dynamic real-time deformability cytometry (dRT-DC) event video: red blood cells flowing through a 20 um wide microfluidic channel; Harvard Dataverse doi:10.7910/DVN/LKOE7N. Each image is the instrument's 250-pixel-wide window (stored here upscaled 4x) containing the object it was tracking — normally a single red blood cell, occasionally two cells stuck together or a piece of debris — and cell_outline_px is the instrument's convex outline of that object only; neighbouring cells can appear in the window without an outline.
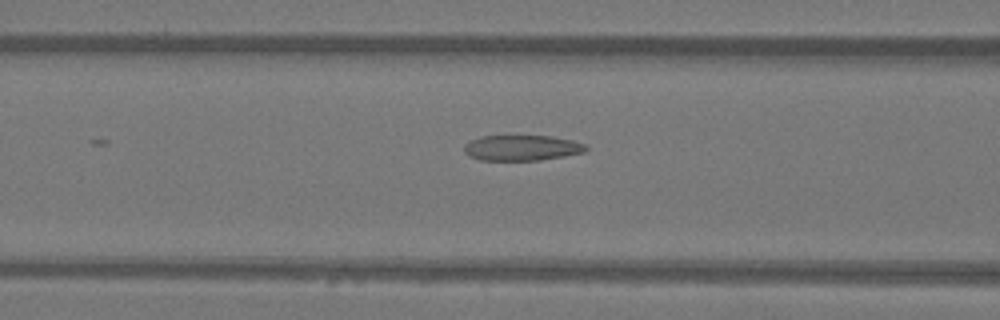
{"species": "Egyptian fruit bat (a non-hibernating species)", "species_latin": "Rousettus aegyptiacus", "temperature_condition": "warm", "stored_images_in_passage": 23, "camera_frame_rate_fps": 3000, "um_per_image_px": 0.085, "animal": {"sex": "female"}, "frame": {"image": 1, "passage_image": 6, "time_ms": 1.667, "image_size_px": [1000, 320], "cell_outline_px": [[588, 148], [584, 152], [564, 156], [540, 160], [480, 160], [468, 156], [464, 152], [464, 144], [480, 136], [552, 136], [572, 140], [584, 144]], "centroid_in_image_um": [44.33, 12.57], "position_along_channel_um": 122.3, "area_um2": 18.09}}
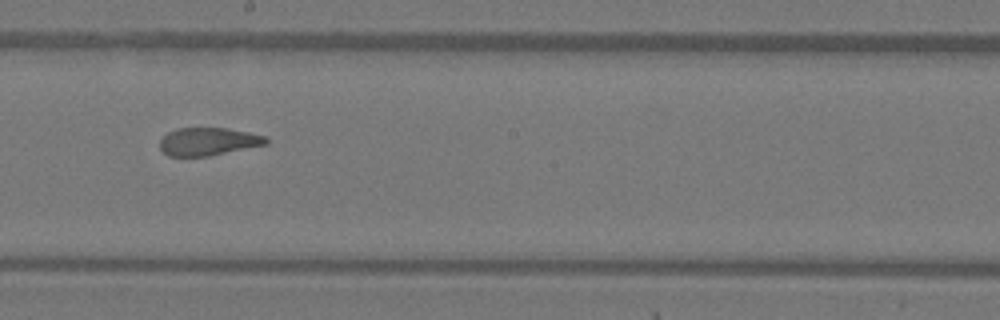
{"frame": {"image": 2, "passage_image": 14, "time_ms": 4.333, "image_size_px": [1000, 320], "cell_outline_px": [[268, 144], [208, 156], [168, 156], [160, 148], [160, 140], [168, 132], [176, 128], [228, 128], [248, 132], [264, 136], [268, 140]], "centroid_in_image_um": [17.69, 12.03], "position_along_channel_um": 230.5, "area_um2": 17.17}}
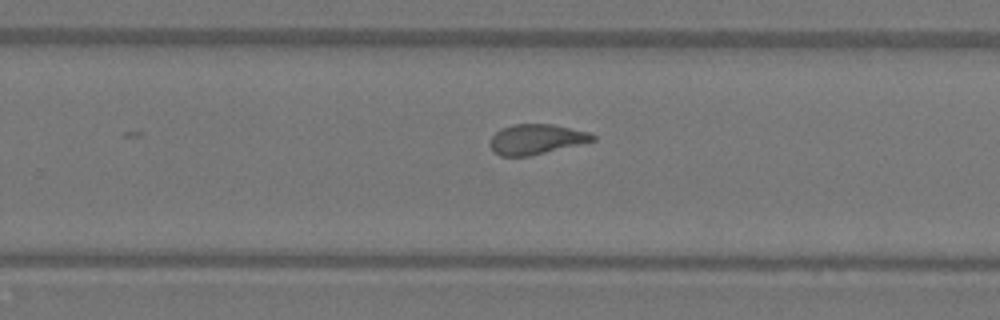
{"frame": {"image": 3, "passage_image": 18, "time_ms": 5.667, "image_size_px": [1000, 320], "cell_outline_px": [[596, 140], [528, 156], [500, 156], [488, 144], [492, 136], [500, 128], [512, 124], [552, 124], [588, 132], [596, 136]], "centroid_in_image_um": [45.55, 11.82], "position_along_channel_um": 284.3, "area_um2": 17.8}}